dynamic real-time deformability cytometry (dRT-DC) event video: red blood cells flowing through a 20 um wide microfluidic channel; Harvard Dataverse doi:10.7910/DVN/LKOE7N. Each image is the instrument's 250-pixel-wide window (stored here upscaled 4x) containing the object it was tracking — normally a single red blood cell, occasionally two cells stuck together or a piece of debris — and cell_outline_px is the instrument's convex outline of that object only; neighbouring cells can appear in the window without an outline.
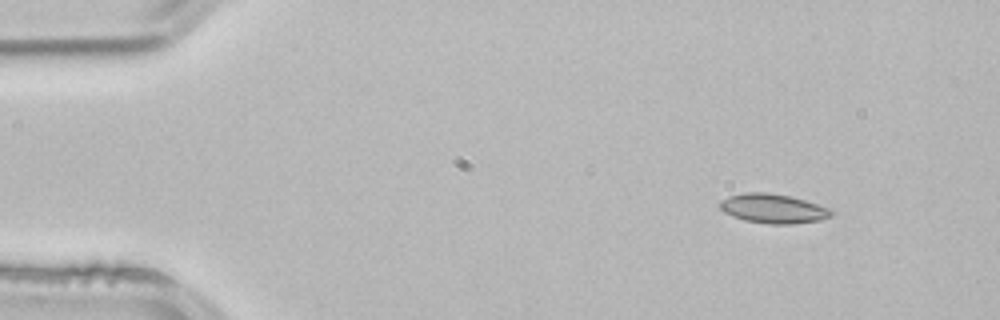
{"species": "common noctule bat (a hibernating species)", "species_latin": "Nyctalus noctula", "temperature_condition": "room temperature", "stored_images_in_passage": 3, "camera_frame_rate_fps": 3000, "um_per_image_px": 0.085, "animal": {"sex": "male", "body_mass_g": 21.5, "forearm_length_mm": 52.0}, "frame": {"image": 1, "passage_image": 1, "time_ms": 0.0, "image_size_px": [1000, 320], "cell_outline_px": [[836, 212], [832, 216], [820, 220], [792, 224], [768, 224], [744, 220], [732, 216], [724, 212], [720, 208], [720, 200], [728, 196], [744, 192], [764, 192], [788, 196], [804, 200], [832, 208]], "centroid_in_image_um": [65.74, 17.73], "position_along_channel_um": 19.3, "area_um2": 19.19}}
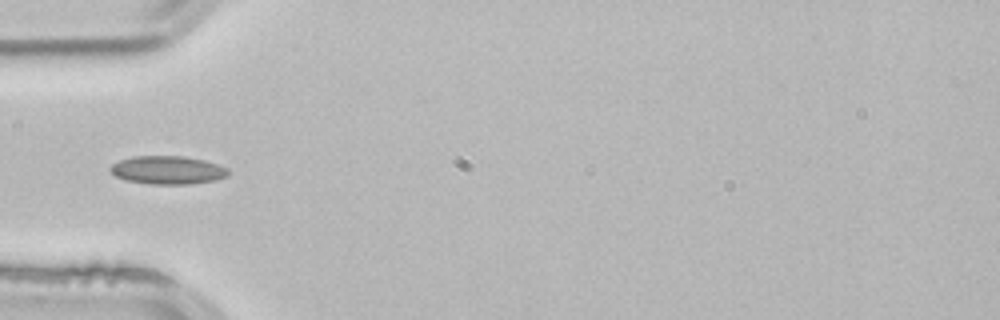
{"frame": {"image": 2, "passage_image": 3, "time_ms": 0.667, "image_size_px": [1000, 320], "cell_outline_px": [[228, 176], [216, 180], [188, 184], [148, 184], [124, 180], [116, 176], [108, 168], [112, 164], [120, 160], [132, 156], [184, 156], [204, 160], [228, 168]], "centroid_in_image_um": [14.23, 14.46], "position_along_channel_um": 70.8, "area_um2": 19.48}}